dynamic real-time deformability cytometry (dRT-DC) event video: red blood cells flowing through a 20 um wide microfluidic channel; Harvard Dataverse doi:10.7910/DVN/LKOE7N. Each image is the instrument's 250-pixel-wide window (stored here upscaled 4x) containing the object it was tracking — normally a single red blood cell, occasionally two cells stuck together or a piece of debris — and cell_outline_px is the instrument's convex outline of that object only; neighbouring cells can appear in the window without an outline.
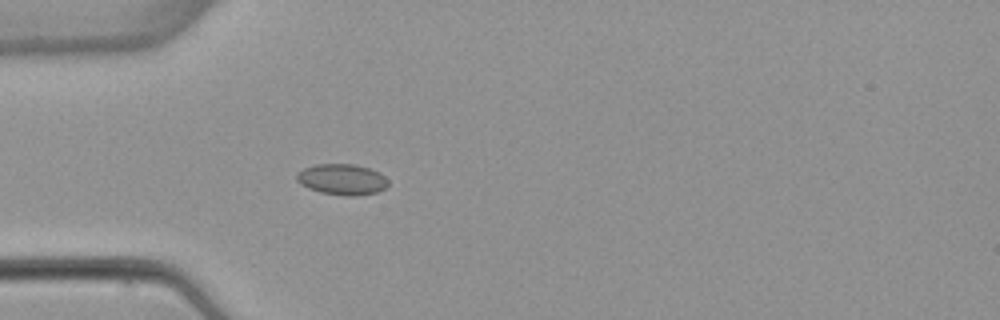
{"species": "common noctule bat (a hibernating species)", "species_latin": "Nyctalus noctula", "temperature_condition": "warm", "stored_images_in_passage": 5, "camera_frame_rate_fps": 3000, "um_per_image_px": 0.085, "animal": {"sex": "female", "body_mass_g": 22.7, "forearm_length_mm": 54.2}, "frame": {"image": 1, "passage_image": 5, "time_ms": 4.667, "image_size_px": [1000, 320], "cell_outline_px": [[388, 184], [384, 188], [376, 192], [356, 196], [348, 196], [320, 192], [308, 188], [300, 184], [296, 180], [296, 172], [304, 168], [316, 164], [356, 164], [380, 172], [388, 180]], "centroid_in_image_um": [29.05, 15.24], "position_along_channel_um": 55.9, "area_um2": 16.53}}